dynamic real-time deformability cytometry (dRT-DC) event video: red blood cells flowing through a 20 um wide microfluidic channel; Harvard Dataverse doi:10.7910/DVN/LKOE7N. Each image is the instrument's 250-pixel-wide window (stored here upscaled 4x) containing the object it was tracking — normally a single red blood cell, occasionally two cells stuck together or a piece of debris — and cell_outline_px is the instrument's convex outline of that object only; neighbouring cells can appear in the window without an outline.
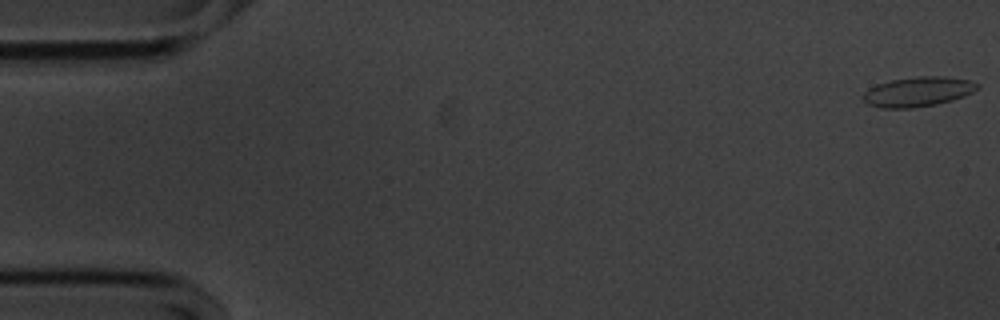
{"species": "common noctule bat (a hibernating species)", "species_latin": "Nyctalus noctula", "temperature_condition": "cold", "stored_images_in_passage": 56, "camera_frame_rate_fps": 3000, "um_per_image_px": 0.085, "animal": {"sex": "male", "body_mass_g": 20.1, "forearm_length_mm": 53.5}, "frame": {"image": 1, "passage_image": 1, "time_ms": 0.0, "image_size_px": [1000, 320], "cell_outline_px": [[980, 88], [964, 96], [952, 100], [936, 104], [912, 108], [880, 108], [868, 104], [860, 96], [868, 88], [876, 84], [892, 80], [920, 76], [944, 76], [968, 80], [980, 84]], "centroid_in_image_um": [78.01, 7.8], "position_along_channel_um": 7.0, "area_um2": 19.88}}
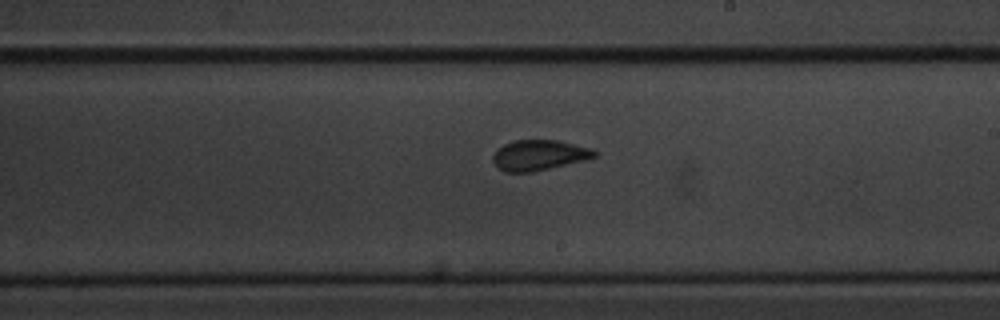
{"frame": {"image": 2, "passage_image": 32, "time_ms": 10.333, "image_size_px": [1000, 320], "cell_outline_px": [[596, 156], [588, 160], [532, 172], [504, 172], [492, 160], [492, 156], [496, 148], [512, 140], [556, 140], [592, 148], [596, 152]], "centroid_in_image_um": [45.82, 13.18], "position_along_channel_um": 243.2, "area_um2": 18.15}}
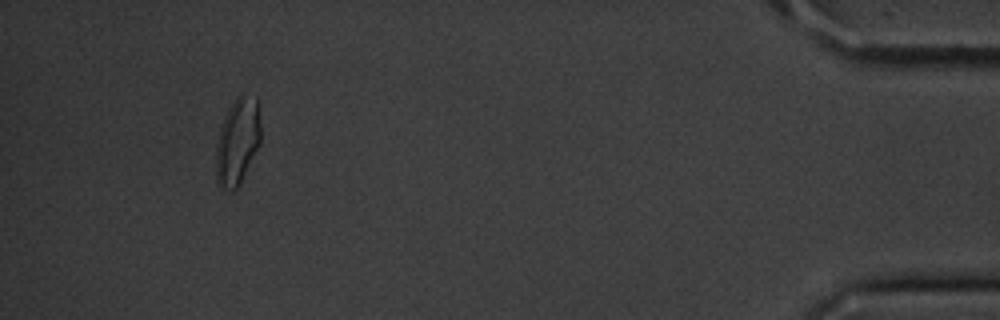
{"frame": {"image": 3, "passage_image": 52, "time_ms": 17.0, "image_size_px": [1000, 320], "cell_outline_px": [[260, 144], [236, 188], [232, 192], [220, 188], [216, 180], [216, 144], [220, 124], [228, 108], [240, 96], [256, 96], [260, 128]], "centroid_in_image_um": [20.15, 12.05], "position_along_channel_um": 415.0, "area_um2": 22.31}, "authors_computed_cell_mechanics": {"area_um2": 18.6694, "velocity_mm_per_s": 3.5844, "shape_relaxation_time_tau1_ms": 6.2229, "shape_relaxation_time_tau2_ms": 0.97, "deformation_change_tau1": 0.157, "deformation_change_tau2": 0.0692}}